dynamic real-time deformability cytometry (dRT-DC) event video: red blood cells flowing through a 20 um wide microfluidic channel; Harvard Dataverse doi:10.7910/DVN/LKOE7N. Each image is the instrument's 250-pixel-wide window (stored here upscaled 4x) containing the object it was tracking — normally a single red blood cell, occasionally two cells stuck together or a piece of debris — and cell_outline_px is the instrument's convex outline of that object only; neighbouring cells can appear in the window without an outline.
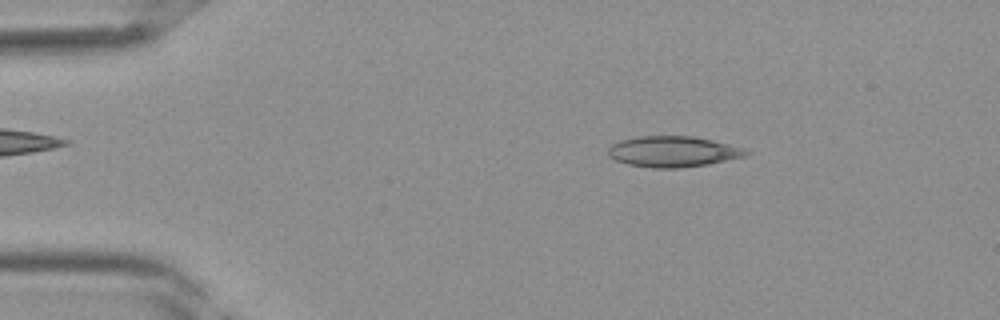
{"species": "Egyptian fruit bat (a non-hibernating species)", "species_latin": "Rousettus aegyptiacus", "temperature_condition": "room temperature", "stored_images_in_passage": 39, "camera_frame_rate_fps": 3000, "um_per_image_px": 0.085, "frame": {"image": 1, "passage_image": 6, "time_ms": 1.667, "image_size_px": [1000, 320], "cell_outline_px": [[752, 152], [744, 156], [708, 164], [680, 168], [652, 168], [628, 164], [616, 160], [608, 156], [608, 148], [612, 144], [620, 140], [640, 136], [692, 136], [712, 140], [744, 148]], "centroid_in_image_um": [57.19, 12.88], "position_along_channel_um": 27.8, "area_um2": 24.68}}
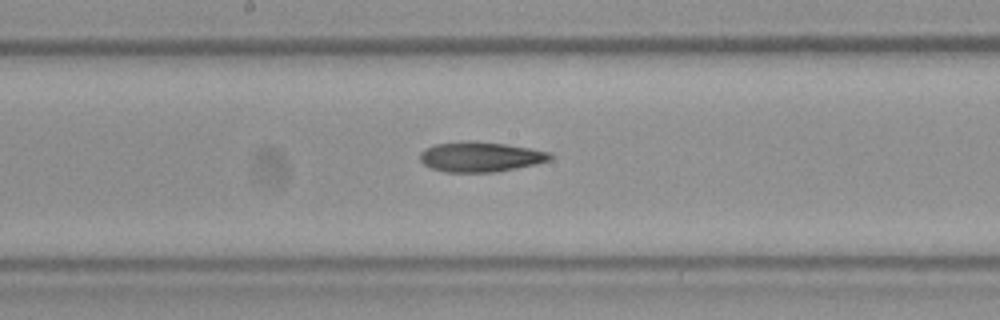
{"frame": {"image": 2, "passage_image": 20, "time_ms": 6.333, "image_size_px": [1000, 320], "cell_outline_px": [[556, 156], [552, 160], [536, 164], [496, 172], [444, 172], [432, 168], [424, 164], [420, 160], [420, 152], [424, 148], [436, 144], [468, 140], [476, 140], [532, 148], [552, 152]], "centroid_in_image_um": [40.89, 13.32], "position_along_channel_um": 207.3, "area_um2": 23.18}}
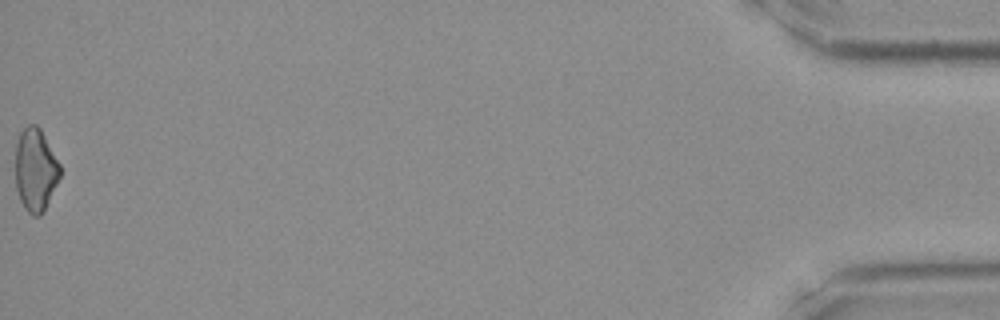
{"frame": {"image": 3, "passage_image": 39, "time_ms": 12.667, "image_size_px": [1000, 320], "cell_outline_px": [[60, 176], [44, 212], [40, 216], [32, 216], [24, 208], [20, 200], [16, 188], [16, 144], [20, 132], [28, 124], [36, 124], [40, 128], [60, 164]], "centroid_in_image_um": [3.01, 14.45], "position_along_channel_um": 432.2, "area_um2": 21.56}}